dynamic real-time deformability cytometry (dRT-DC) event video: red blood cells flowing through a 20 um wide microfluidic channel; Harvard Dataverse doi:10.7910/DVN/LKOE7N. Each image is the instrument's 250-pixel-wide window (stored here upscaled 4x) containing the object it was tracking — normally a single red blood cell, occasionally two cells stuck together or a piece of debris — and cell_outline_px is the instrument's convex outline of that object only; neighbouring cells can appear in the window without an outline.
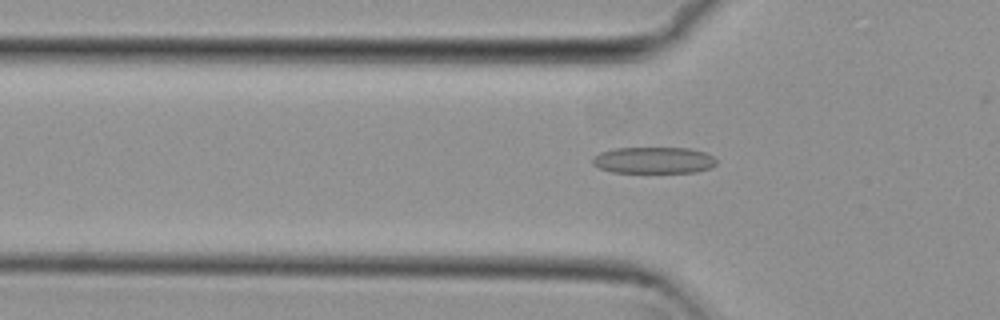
{"species": "common noctule bat (a hibernating species)", "species_latin": "Nyctalus noctula", "temperature_condition": "cold", "stored_images_in_passage": 50, "camera_frame_rate_fps": 3000, "um_per_image_px": 0.085, "animal": {"sex": "female", "body_mass_g": 29.2, "forearm_length_mm": 56.3}, "frame": {"image": 1, "passage_image": 17, "time_ms": 5.333, "image_size_px": [1000, 320], "cell_outline_px": [[716, 164], [712, 168], [696, 172], [612, 172], [600, 168], [592, 164], [592, 160], [600, 152], [616, 148], [688, 148], [704, 152], [712, 156], [716, 160]], "centroid_in_image_um": [55.58, 13.62], "position_along_channel_um": 70.2, "area_um2": 19.02}}
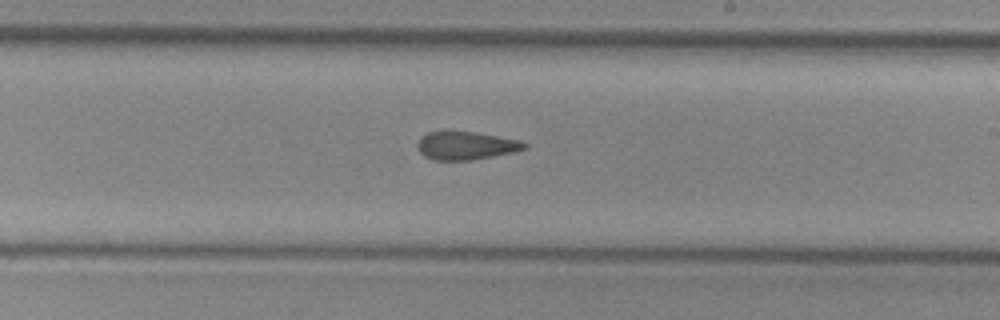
{"frame": {"image": 2, "passage_image": 31, "time_ms": 10.0, "image_size_px": [1000, 320], "cell_outline_px": [[528, 148], [516, 152], [472, 160], [432, 160], [424, 156], [416, 148], [416, 144], [428, 132], [444, 128], [476, 132], [520, 140], [528, 144]], "centroid_in_image_um": [39.6, 12.35], "position_along_channel_um": 249.4, "area_um2": 18.26}}
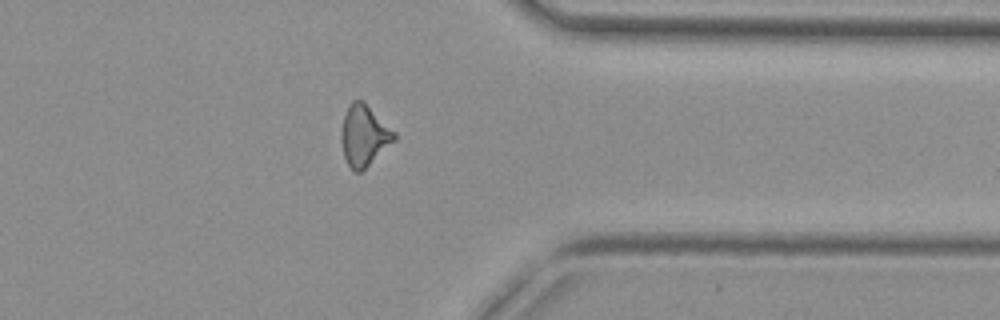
{"frame": {"image": 3, "passage_image": 42, "time_ms": 13.667, "image_size_px": [1000, 320], "cell_outline_px": [[396, 140], [360, 172], [352, 172], [344, 156], [340, 140], [340, 132], [344, 116], [348, 104], [352, 100], [364, 100], [396, 132]], "centroid_in_image_um": [30.94, 11.49], "position_along_channel_um": 380.5, "area_um2": 19.07}}